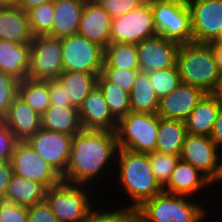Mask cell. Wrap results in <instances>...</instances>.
Wrapping results in <instances>:
<instances>
[{
  "label": "cell",
  "instance_id": "1",
  "mask_svg": "<svg viewBox=\"0 0 222 222\" xmlns=\"http://www.w3.org/2000/svg\"><path fill=\"white\" fill-rule=\"evenodd\" d=\"M118 142L115 132L86 130L73 135L69 162L62 180L71 184L86 185L95 180L104 166H109L117 155Z\"/></svg>",
  "mask_w": 222,
  "mask_h": 222
},
{
  "label": "cell",
  "instance_id": "2",
  "mask_svg": "<svg viewBox=\"0 0 222 222\" xmlns=\"http://www.w3.org/2000/svg\"><path fill=\"white\" fill-rule=\"evenodd\" d=\"M176 65L181 83L199 87L205 93H219L222 74L209 44H180Z\"/></svg>",
  "mask_w": 222,
  "mask_h": 222
},
{
  "label": "cell",
  "instance_id": "3",
  "mask_svg": "<svg viewBox=\"0 0 222 222\" xmlns=\"http://www.w3.org/2000/svg\"><path fill=\"white\" fill-rule=\"evenodd\" d=\"M117 158L120 171L119 184H122L133 202L132 207L139 208L146 200L163 191L152 172L148 154L119 148Z\"/></svg>",
  "mask_w": 222,
  "mask_h": 222
},
{
  "label": "cell",
  "instance_id": "4",
  "mask_svg": "<svg viewBox=\"0 0 222 222\" xmlns=\"http://www.w3.org/2000/svg\"><path fill=\"white\" fill-rule=\"evenodd\" d=\"M186 197L162 191L138 208L139 222H200L207 211Z\"/></svg>",
  "mask_w": 222,
  "mask_h": 222
},
{
  "label": "cell",
  "instance_id": "5",
  "mask_svg": "<svg viewBox=\"0 0 222 222\" xmlns=\"http://www.w3.org/2000/svg\"><path fill=\"white\" fill-rule=\"evenodd\" d=\"M159 116L130 111L117 121L115 130L118 147L138 153L156 150Z\"/></svg>",
  "mask_w": 222,
  "mask_h": 222
},
{
  "label": "cell",
  "instance_id": "6",
  "mask_svg": "<svg viewBox=\"0 0 222 222\" xmlns=\"http://www.w3.org/2000/svg\"><path fill=\"white\" fill-rule=\"evenodd\" d=\"M159 36L179 44L192 43V20L187 0H149Z\"/></svg>",
  "mask_w": 222,
  "mask_h": 222
},
{
  "label": "cell",
  "instance_id": "7",
  "mask_svg": "<svg viewBox=\"0 0 222 222\" xmlns=\"http://www.w3.org/2000/svg\"><path fill=\"white\" fill-rule=\"evenodd\" d=\"M83 185L62 181L46 191L45 201L59 222H83L92 209Z\"/></svg>",
  "mask_w": 222,
  "mask_h": 222
},
{
  "label": "cell",
  "instance_id": "8",
  "mask_svg": "<svg viewBox=\"0 0 222 222\" xmlns=\"http://www.w3.org/2000/svg\"><path fill=\"white\" fill-rule=\"evenodd\" d=\"M154 14L149 1L132 11L113 18L110 42L138 44L144 39L157 36Z\"/></svg>",
  "mask_w": 222,
  "mask_h": 222
},
{
  "label": "cell",
  "instance_id": "9",
  "mask_svg": "<svg viewBox=\"0 0 222 222\" xmlns=\"http://www.w3.org/2000/svg\"><path fill=\"white\" fill-rule=\"evenodd\" d=\"M63 71H80L100 75L104 48L84 36L74 34L61 38Z\"/></svg>",
  "mask_w": 222,
  "mask_h": 222
},
{
  "label": "cell",
  "instance_id": "10",
  "mask_svg": "<svg viewBox=\"0 0 222 222\" xmlns=\"http://www.w3.org/2000/svg\"><path fill=\"white\" fill-rule=\"evenodd\" d=\"M61 39L50 35L33 37L28 77L31 80L56 79L63 71Z\"/></svg>",
  "mask_w": 222,
  "mask_h": 222
},
{
  "label": "cell",
  "instance_id": "11",
  "mask_svg": "<svg viewBox=\"0 0 222 222\" xmlns=\"http://www.w3.org/2000/svg\"><path fill=\"white\" fill-rule=\"evenodd\" d=\"M218 146L208 136L186 134L180 159L203 173L212 183L222 181V159ZM220 163V164H219Z\"/></svg>",
  "mask_w": 222,
  "mask_h": 222
},
{
  "label": "cell",
  "instance_id": "12",
  "mask_svg": "<svg viewBox=\"0 0 222 222\" xmlns=\"http://www.w3.org/2000/svg\"><path fill=\"white\" fill-rule=\"evenodd\" d=\"M11 163L14 174L39 182L47 189L63 181L62 176L27 141H17Z\"/></svg>",
  "mask_w": 222,
  "mask_h": 222
},
{
  "label": "cell",
  "instance_id": "13",
  "mask_svg": "<svg viewBox=\"0 0 222 222\" xmlns=\"http://www.w3.org/2000/svg\"><path fill=\"white\" fill-rule=\"evenodd\" d=\"M192 20V42L210 43L222 33V0H187Z\"/></svg>",
  "mask_w": 222,
  "mask_h": 222
},
{
  "label": "cell",
  "instance_id": "14",
  "mask_svg": "<svg viewBox=\"0 0 222 222\" xmlns=\"http://www.w3.org/2000/svg\"><path fill=\"white\" fill-rule=\"evenodd\" d=\"M73 136L40 128L27 140L30 146L61 176L69 162Z\"/></svg>",
  "mask_w": 222,
  "mask_h": 222
},
{
  "label": "cell",
  "instance_id": "15",
  "mask_svg": "<svg viewBox=\"0 0 222 222\" xmlns=\"http://www.w3.org/2000/svg\"><path fill=\"white\" fill-rule=\"evenodd\" d=\"M179 46V43L159 35L136 44L141 72L149 73L175 67Z\"/></svg>",
  "mask_w": 222,
  "mask_h": 222
},
{
  "label": "cell",
  "instance_id": "16",
  "mask_svg": "<svg viewBox=\"0 0 222 222\" xmlns=\"http://www.w3.org/2000/svg\"><path fill=\"white\" fill-rule=\"evenodd\" d=\"M205 94L199 87L180 83L175 90L159 100L157 115L185 121Z\"/></svg>",
  "mask_w": 222,
  "mask_h": 222
},
{
  "label": "cell",
  "instance_id": "17",
  "mask_svg": "<svg viewBox=\"0 0 222 222\" xmlns=\"http://www.w3.org/2000/svg\"><path fill=\"white\" fill-rule=\"evenodd\" d=\"M83 129L115 132L117 120L111 114L104 95L96 85L78 108Z\"/></svg>",
  "mask_w": 222,
  "mask_h": 222
},
{
  "label": "cell",
  "instance_id": "18",
  "mask_svg": "<svg viewBox=\"0 0 222 222\" xmlns=\"http://www.w3.org/2000/svg\"><path fill=\"white\" fill-rule=\"evenodd\" d=\"M112 19L95 0H86L77 34L105 48L110 43Z\"/></svg>",
  "mask_w": 222,
  "mask_h": 222
},
{
  "label": "cell",
  "instance_id": "19",
  "mask_svg": "<svg viewBox=\"0 0 222 222\" xmlns=\"http://www.w3.org/2000/svg\"><path fill=\"white\" fill-rule=\"evenodd\" d=\"M2 122L10 128L17 141H27L41 128V115L17 96Z\"/></svg>",
  "mask_w": 222,
  "mask_h": 222
},
{
  "label": "cell",
  "instance_id": "20",
  "mask_svg": "<svg viewBox=\"0 0 222 222\" xmlns=\"http://www.w3.org/2000/svg\"><path fill=\"white\" fill-rule=\"evenodd\" d=\"M221 103L218 93H206L186 118V133L210 137Z\"/></svg>",
  "mask_w": 222,
  "mask_h": 222
},
{
  "label": "cell",
  "instance_id": "21",
  "mask_svg": "<svg viewBox=\"0 0 222 222\" xmlns=\"http://www.w3.org/2000/svg\"><path fill=\"white\" fill-rule=\"evenodd\" d=\"M212 182L197 168L181 159L172 171L168 184L163 188L164 192L180 195H194ZM195 192V193H194Z\"/></svg>",
  "mask_w": 222,
  "mask_h": 222
},
{
  "label": "cell",
  "instance_id": "22",
  "mask_svg": "<svg viewBox=\"0 0 222 222\" xmlns=\"http://www.w3.org/2000/svg\"><path fill=\"white\" fill-rule=\"evenodd\" d=\"M31 42L16 43L0 40V71L24 80L28 77Z\"/></svg>",
  "mask_w": 222,
  "mask_h": 222
},
{
  "label": "cell",
  "instance_id": "23",
  "mask_svg": "<svg viewBox=\"0 0 222 222\" xmlns=\"http://www.w3.org/2000/svg\"><path fill=\"white\" fill-rule=\"evenodd\" d=\"M52 36L57 38L77 34L86 0H54Z\"/></svg>",
  "mask_w": 222,
  "mask_h": 222
},
{
  "label": "cell",
  "instance_id": "24",
  "mask_svg": "<svg viewBox=\"0 0 222 222\" xmlns=\"http://www.w3.org/2000/svg\"><path fill=\"white\" fill-rule=\"evenodd\" d=\"M0 40L24 44L33 40L28 15L19 7H0Z\"/></svg>",
  "mask_w": 222,
  "mask_h": 222
},
{
  "label": "cell",
  "instance_id": "25",
  "mask_svg": "<svg viewBox=\"0 0 222 222\" xmlns=\"http://www.w3.org/2000/svg\"><path fill=\"white\" fill-rule=\"evenodd\" d=\"M41 127L71 136L83 130L77 107L54 105L41 115Z\"/></svg>",
  "mask_w": 222,
  "mask_h": 222
},
{
  "label": "cell",
  "instance_id": "26",
  "mask_svg": "<svg viewBox=\"0 0 222 222\" xmlns=\"http://www.w3.org/2000/svg\"><path fill=\"white\" fill-rule=\"evenodd\" d=\"M46 191L43 184L13 173L4 201L29 207L44 201Z\"/></svg>",
  "mask_w": 222,
  "mask_h": 222
},
{
  "label": "cell",
  "instance_id": "27",
  "mask_svg": "<svg viewBox=\"0 0 222 222\" xmlns=\"http://www.w3.org/2000/svg\"><path fill=\"white\" fill-rule=\"evenodd\" d=\"M186 134L185 121L159 117L155 151L180 156Z\"/></svg>",
  "mask_w": 222,
  "mask_h": 222
},
{
  "label": "cell",
  "instance_id": "28",
  "mask_svg": "<svg viewBox=\"0 0 222 222\" xmlns=\"http://www.w3.org/2000/svg\"><path fill=\"white\" fill-rule=\"evenodd\" d=\"M56 79L64 87L67 98H70L73 106L77 108L97 85L95 74L80 71H62Z\"/></svg>",
  "mask_w": 222,
  "mask_h": 222
},
{
  "label": "cell",
  "instance_id": "29",
  "mask_svg": "<svg viewBox=\"0 0 222 222\" xmlns=\"http://www.w3.org/2000/svg\"><path fill=\"white\" fill-rule=\"evenodd\" d=\"M129 97L132 112L157 114L159 98L155 94L147 73H139L129 92Z\"/></svg>",
  "mask_w": 222,
  "mask_h": 222
},
{
  "label": "cell",
  "instance_id": "30",
  "mask_svg": "<svg viewBox=\"0 0 222 222\" xmlns=\"http://www.w3.org/2000/svg\"><path fill=\"white\" fill-rule=\"evenodd\" d=\"M102 68L140 69L136 44L110 42L104 48Z\"/></svg>",
  "mask_w": 222,
  "mask_h": 222
},
{
  "label": "cell",
  "instance_id": "31",
  "mask_svg": "<svg viewBox=\"0 0 222 222\" xmlns=\"http://www.w3.org/2000/svg\"><path fill=\"white\" fill-rule=\"evenodd\" d=\"M18 97L42 115L50 106V93L46 81L26 78L18 84Z\"/></svg>",
  "mask_w": 222,
  "mask_h": 222
},
{
  "label": "cell",
  "instance_id": "32",
  "mask_svg": "<svg viewBox=\"0 0 222 222\" xmlns=\"http://www.w3.org/2000/svg\"><path fill=\"white\" fill-rule=\"evenodd\" d=\"M97 86L102 91L109 110L117 121L131 111L129 92L110 83L101 74L97 76Z\"/></svg>",
  "mask_w": 222,
  "mask_h": 222
},
{
  "label": "cell",
  "instance_id": "33",
  "mask_svg": "<svg viewBox=\"0 0 222 222\" xmlns=\"http://www.w3.org/2000/svg\"><path fill=\"white\" fill-rule=\"evenodd\" d=\"M27 15L33 37L41 35L52 36L54 2L34 7L27 11Z\"/></svg>",
  "mask_w": 222,
  "mask_h": 222
},
{
  "label": "cell",
  "instance_id": "34",
  "mask_svg": "<svg viewBox=\"0 0 222 222\" xmlns=\"http://www.w3.org/2000/svg\"><path fill=\"white\" fill-rule=\"evenodd\" d=\"M147 74L159 100L170 94L181 83L177 65L173 68L161 69Z\"/></svg>",
  "mask_w": 222,
  "mask_h": 222
},
{
  "label": "cell",
  "instance_id": "35",
  "mask_svg": "<svg viewBox=\"0 0 222 222\" xmlns=\"http://www.w3.org/2000/svg\"><path fill=\"white\" fill-rule=\"evenodd\" d=\"M152 172L159 183L164 188L169 181L172 171L180 160V156L163 154L157 151L148 153Z\"/></svg>",
  "mask_w": 222,
  "mask_h": 222
},
{
  "label": "cell",
  "instance_id": "36",
  "mask_svg": "<svg viewBox=\"0 0 222 222\" xmlns=\"http://www.w3.org/2000/svg\"><path fill=\"white\" fill-rule=\"evenodd\" d=\"M19 80L14 76L0 71V121L9 111L10 105L18 96Z\"/></svg>",
  "mask_w": 222,
  "mask_h": 222
},
{
  "label": "cell",
  "instance_id": "37",
  "mask_svg": "<svg viewBox=\"0 0 222 222\" xmlns=\"http://www.w3.org/2000/svg\"><path fill=\"white\" fill-rule=\"evenodd\" d=\"M83 222H139L138 208L129 206L124 210H113L105 212H98L96 210L90 211L88 218Z\"/></svg>",
  "mask_w": 222,
  "mask_h": 222
},
{
  "label": "cell",
  "instance_id": "38",
  "mask_svg": "<svg viewBox=\"0 0 222 222\" xmlns=\"http://www.w3.org/2000/svg\"><path fill=\"white\" fill-rule=\"evenodd\" d=\"M140 72V69L102 68L100 74L123 91L130 92Z\"/></svg>",
  "mask_w": 222,
  "mask_h": 222
},
{
  "label": "cell",
  "instance_id": "39",
  "mask_svg": "<svg viewBox=\"0 0 222 222\" xmlns=\"http://www.w3.org/2000/svg\"><path fill=\"white\" fill-rule=\"evenodd\" d=\"M112 18L122 16L139 7L145 0H95Z\"/></svg>",
  "mask_w": 222,
  "mask_h": 222
},
{
  "label": "cell",
  "instance_id": "40",
  "mask_svg": "<svg viewBox=\"0 0 222 222\" xmlns=\"http://www.w3.org/2000/svg\"><path fill=\"white\" fill-rule=\"evenodd\" d=\"M0 222H28V207L3 200L0 205Z\"/></svg>",
  "mask_w": 222,
  "mask_h": 222
},
{
  "label": "cell",
  "instance_id": "41",
  "mask_svg": "<svg viewBox=\"0 0 222 222\" xmlns=\"http://www.w3.org/2000/svg\"><path fill=\"white\" fill-rule=\"evenodd\" d=\"M16 143L13 132L0 121V161L11 160Z\"/></svg>",
  "mask_w": 222,
  "mask_h": 222
},
{
  "label": "cell",
  "instance_id": "42",
  "mask_svg": "<svg viewBox=\"0 0 222 222\" xmlns=\"http://www.w3.org/2000/svg\"><path fill=\"white\" fill-rule=\"evenodd\" d=\"M28 222H59L46 201L28 207Z\"/></svg>",
  "mask_w": 222,
  "mask_h": 222
},
{
  "label": "cell",
  "instance_id": "43",
  "mask_svg": "<svg viewBox=\"0 0 222 222\" xmlns=\"http://www.w3.org/2000/svg\"><path fill=\"white\" fill-rule=\"evenodd\" d=\"M46 83L50 93V105L75 107L70 98H67L64 87L57 79L46 80Z\"/></svg>",
  "mask_w": 222,
  "mask_h": 222
},
{
  "label": "cell",
  "instance_id": "44",
  "mask_svg": "<svg viewBox=\"0 0 222 222\" xmlns=\"http://www.w3.org/2000/svg\"><path fill=\"white\" fill-rule=\"evenodd\" d=\"M13 175L12 163L9 161H0V199L4 200L8 185Z\"/></svg>",
  "mask_w": 222,
  "mask_h": 222
},
{
  "label": "cell",
  "instance_id": "45",
  "mask_svg": "<svg viewBox=\"0 0 222 222\" xmlns=\"http://www.w3.org/2000/svg\"><path fill=\"white\" fill-rule=\"evenodd\" d=\"M210 138L218 147L222 146V103Z\"/></svg>",
  "mask_w": 222,
  "mask_h": 222
},
{
  "label": "cell",
  "instance_id": "46",
  "mask_svg": "<svg viewBox=\"0 0 222 222\" xmlns=\"http://www.w3.org/2000/svg\"><path fill=\"white\" fill-rule=\"evenodd\" d=\"M54 0H19L17 7L23 9L25 12L41 4L53 2Z\"/></svg>",
  "mask_w": 222,
  "mask_h": 222
},
{
  "label": "cell",
  "instance_id": "47",
  "mask_svg": "<svg viewBox=\"0 0 222 222\" xmlns=\"http://www.w3.org/2000/svg\"><path fill=\"white\" fill-rule=\"evenodd\" d=\"M213 51L215 61L217 63V66L219 68V71L222 74V44L216 41L208 43Z\"/></svg>",
  "mask_w": 222,
  "mask_h": 222
},
{
  "label": "cell",
  "instance_id": "48",
  "mask_svg": "<svg viewBox=\"0 0 222 222\" xmlns=\"http://www.w3.org/2000/svg\"><path fill=\"white\" fill-rule=\"evenodd\" d=\"M19 0H0V7H16Z\"/></svg>",
  "mask_w": 222,
  "mask_h": 222
},
{
  "label": "cell",
  "instance_id": "49",
  "mask_svg": "<svg viewBox=\"0 0 222 222\" xmlns=\"http://www.w3.org/2000/svg\"><path fill=\"white\" fill-rule=\"evenodd\" d=\"M216 42H219L222 44V33L220 34L219 38L216 40Z\"/></svg>",
  "mask_w": 222,
  "mask_h": 222
},
{
  "label": "cell",
  "instance_id": "50",
  "mask_svg": "<svg viewBox=\"0 0 222 222\" xmlns=\"http://www.w3.org/2000/svg\"><path fill=\"white\" fill-rule=\"evenodd\" d=\"M220 96H221V98H222V85H221V88H220V91H219V93H218Z\"/></svg>",
  "mask_w": 222,
  "mask_h": 222
}]
</instances>
